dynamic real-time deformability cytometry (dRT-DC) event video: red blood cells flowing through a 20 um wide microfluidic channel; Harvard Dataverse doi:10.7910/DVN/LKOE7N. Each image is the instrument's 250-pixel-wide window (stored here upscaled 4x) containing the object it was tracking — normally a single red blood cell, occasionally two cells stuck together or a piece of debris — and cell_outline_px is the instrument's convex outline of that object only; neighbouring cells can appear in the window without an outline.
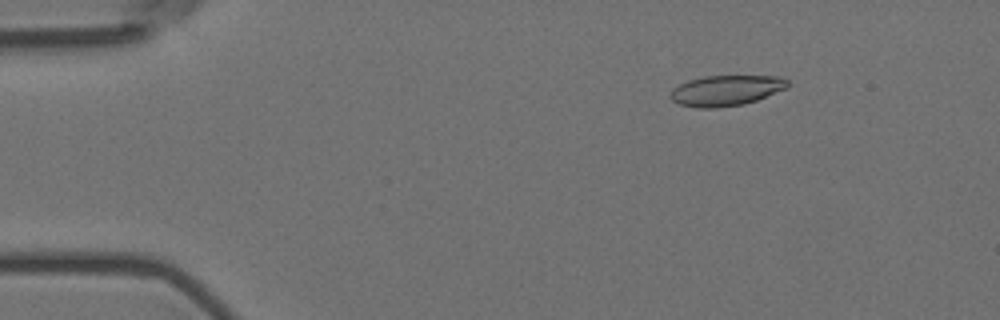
{"species": "Egyptian fruit bat (a non-hibernating species)", "species_latin": "Rousettus aegyptiacus", "temperature_condition": "room temperature", "stored_images_in_passage": 56, "camera_frame_rate_fps": 3000, "um_per_image_px": 0.085, "animal": {"sex": "female"}, "frame": {"image": 1, "passage_image": 8, "time_ms": 2.333, "image_size_px": [1000, 320], "cell_outline_px": [[788, 88], [756, 100], [744, 104], [716, 108], [696, 108], [680, 104], [672, 100], [668, 96], [672, 88], [688, 80], [704, 76], [784, 76], [788, 80]], "centroid_in_image_um": [61.71, 7.69], "position_along_channel_um": 23.3, "area_um2": 21.04}}
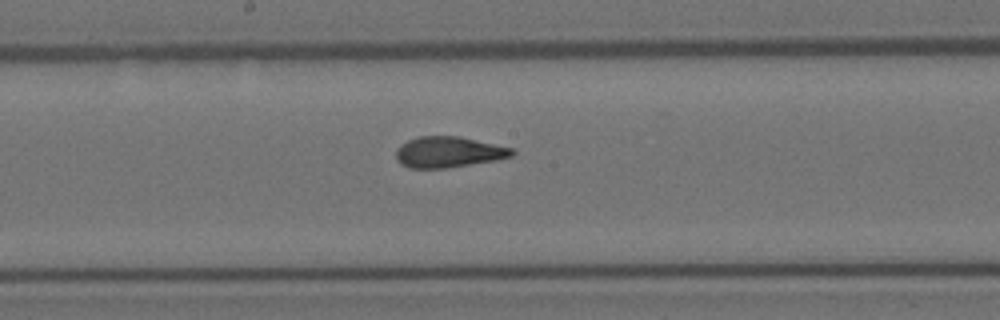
{"frame": {"image": 2, "passage_image": 30, "time_ms": 9.667, "image_size_px": [1000, 320], "cell_outline_px": [[516, 152], [512, 156], [496, 160], [444, 168], [408, 168], [400, 164], [396, 160], [396, 148], [400, 144], [408, 140], [420, 136], [460, 136], [512, 148]], "centroid_in_image_um": [38.09, 12.92], "position_along_channel_um": 210.1, "area_um2": 20.92}}
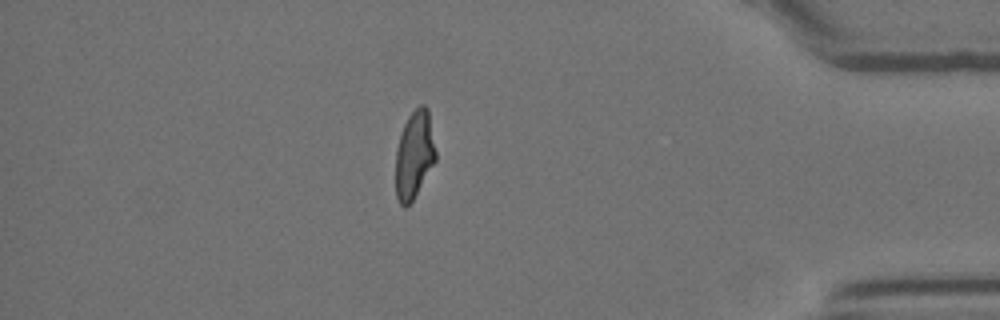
{"frame": {"image": 3, "passage_image": 49, "time_ms": 16.0, "image_size_px": [1000, 320], "cell_outline_px": [[436, 160], [412, 200], [404, 208], [400, 204], [396, 196], [396, 148], [404, 124], [408, 116], [420, 104], [424, 104], [428, 108], [436, 152]], "centroid_in_image_um": [35.21, 13.13], "position_along_channel_um": 400.0, "area_um2": 20.29}, "authors_computed_cell_mechanics": {"area_um2": 21.0392, "velocity_mm_per_s": 3.5913, "shape_relaxation_time_tau1_ms": 9.6272, "shape_relaxation_time_tau2_ms": 1.072, "deformation_change_tau1": 0.2427, "deformation_change_tau2": 0.0624}}